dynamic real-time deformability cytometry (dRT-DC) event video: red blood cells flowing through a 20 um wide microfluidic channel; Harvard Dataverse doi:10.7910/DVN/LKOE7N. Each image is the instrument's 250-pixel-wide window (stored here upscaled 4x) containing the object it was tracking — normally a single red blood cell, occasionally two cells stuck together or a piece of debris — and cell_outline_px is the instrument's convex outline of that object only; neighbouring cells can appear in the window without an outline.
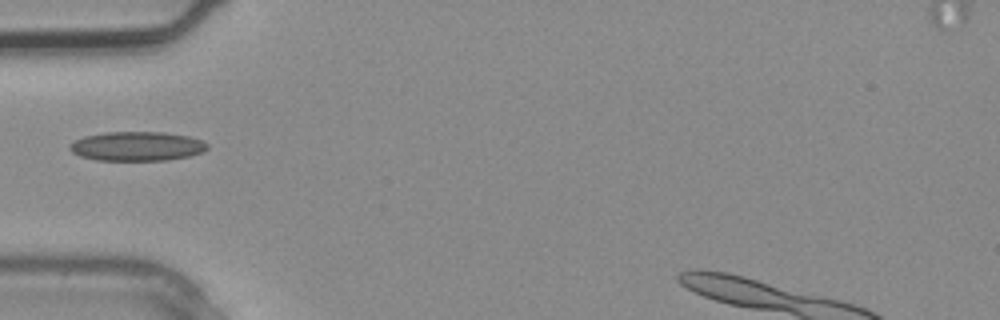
{"species": "common noctule bat (a hibernating species)", "species_latin": "Nyctalus noctula", "temperature_condition": "warm", "stored_images_in_passage": 3, "camera_frame_rate_fps": 3000, "um_per_image_px": 0.085, "animal": {"sex": "male", "body_mass_g": 20.4}, "frame": {"image": 1, "passage_image": 3, "time_ms": 0.667, "image_size_px": [1000, 320], "cell_outline_px": [[208, 148], [204, 152], [188, 156], [168, 160], [96, 160], [80, 156], [72, 152], [68, 148], [68, 144], [84, 136], [104, 132], [164, 132], [188, 136], [204, 140], [208, 144]], "centroid_in_image_um": [11.65, 12.42], "position_along_channel_um": 73.4, "area_um2": 23.64}}